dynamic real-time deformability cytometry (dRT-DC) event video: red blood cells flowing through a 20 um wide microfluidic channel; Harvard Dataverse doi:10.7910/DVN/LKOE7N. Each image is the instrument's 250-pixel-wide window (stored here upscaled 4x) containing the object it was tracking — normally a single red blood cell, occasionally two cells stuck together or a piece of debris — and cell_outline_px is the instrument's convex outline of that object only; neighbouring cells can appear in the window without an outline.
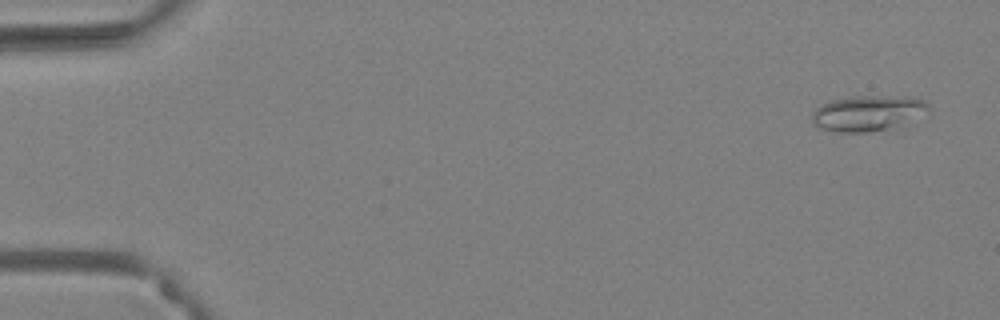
{"species": "Egyptian fruit bat (a non-hibernating species)", "species_latin": "Rousettus aegyptiacus", "temperature_condition": "warm", "stored_images_in_passage": 54, "camera_frame_rate_fps": 3000, "um_per_image_px": 0.085, "animal": {"sex": "female"}, "frame": {"image": 1, "passage_image": 3, "time_ms": 0.667, "image_size_px": [1000, 320], "cell_outline_px": [[932, 108], [888, 128], [864, 132], [840, 132], [820, 128], [812, 124], [812, 112], [816, 108], [832, 100], [856, 96], [912, 96], [924, 100]], "centroid_in_image_um": [73.7, 9.59], "position_along_channel_um": 11.3, "area_um2": 23.47}}
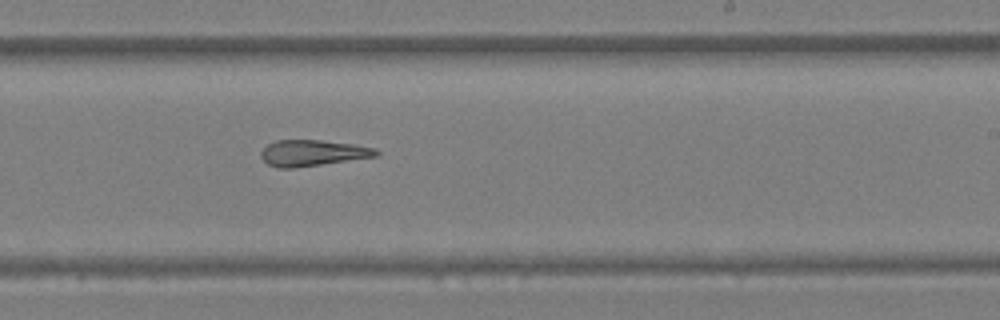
{"frame": {"image": 2, "passage_image": 34, "time_ms": 11.0, "image_size_px": [1000, 320], "cell_outline_px": [[380, 152], [376, 156], [292, 168], [280, 168], [268, 164], [260, 156], [260, 152], [268, 144], [276, 140], [320, 140], [352, 144], [376, 148]], "centroid_in_image_um": [26.54, 12.99], "position_along_channel_um": 262.5, "area_um2": 17.22}}
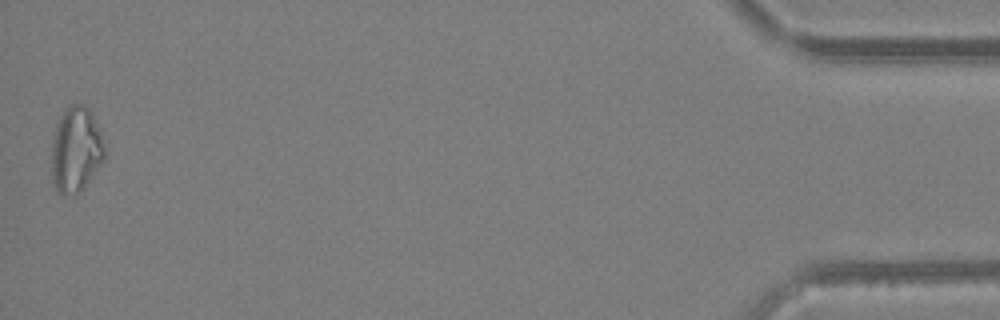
{"frame": {"image": 3, "passage_image": 54, "time_ms": 17.667, "image_size_px": [1000, 320], "cell_outline_px": [[104, 160], [84, 188], [76, 192], [56, 192], [52, 180], [52, 144], [56, 124], [60, 116], [72, 104], [84, 104], [92, 112], [100, 132], [104, 148]], "centroid_in_image_um": [6.45, 12.7], "position_along_channel_um": 428.7, "area_um2": 26.01}, "authors_computed_cell_mechanics": {"area_um2": 20.7213, "velocity_mm_per_s": 3.8587, "shape_relaxation_time_tau1_ms": null, "shape_relaxation_time_tau2_ms": 4.8409, "deformation_change_tau1": null, "deformation_change_tau2": 0.1676}}